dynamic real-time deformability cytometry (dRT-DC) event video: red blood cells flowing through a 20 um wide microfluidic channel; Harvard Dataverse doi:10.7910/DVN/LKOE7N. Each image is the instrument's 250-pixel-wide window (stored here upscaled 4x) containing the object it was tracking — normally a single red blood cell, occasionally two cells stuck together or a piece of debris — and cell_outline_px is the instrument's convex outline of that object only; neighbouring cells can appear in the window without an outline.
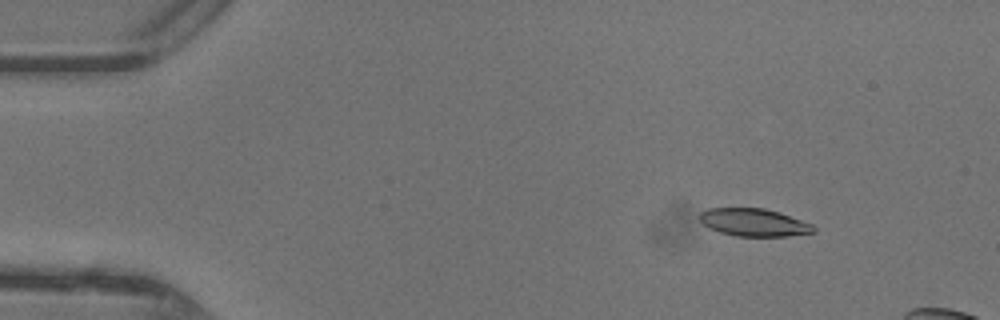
{"species": "common noctule bat (a hibernating species)", "species_latin": "Nyctalus noctula", "temperature_condition": "warm", "stored_images_in_passage": 15, "camera_frame_rate_fps": 3000, "um_per_image_px": 0.085, "animal": {"sex": "female"}, "frame": {"image": 1, "passage_image": 7, "time_ms": 2.0, "image_size_px": [1000, 320], "cell_outline_px": [[816, 232], [788, 236], [736, 236], [720, 232], [708, 228], [700, 220], [700, 212], [708, 208], [764, 208], [812, 224], [816, 228]], "centroid_in_image_um": [64.06, 18.91], "position_along_channel_um": 20.9, "area_um2": 18.21}}